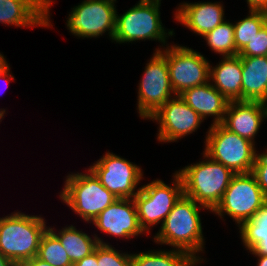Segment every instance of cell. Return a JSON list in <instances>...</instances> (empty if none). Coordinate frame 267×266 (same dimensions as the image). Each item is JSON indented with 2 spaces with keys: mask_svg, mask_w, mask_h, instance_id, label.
Wrapping results in <instances>:
<instances>
[{
  "mask_svg": "<svg viewBox=\"0 0 267 266\" xmlns=\"http://www.w3.org/2000/svg\"><path fill=\"white\" fill-rule=\"evenodd\" d=\"M72 266H98L97 263V246L90 255L84 257L83 259L73 263Z\"/></svg>",
  "mask_w": 267,
  "mask_h": 266,
  "instance_id": "cell-31",
  "label": "cell"
},
{
  "mask_svg": "<svg viewBox=\"0 0 267 266\" xmlns=\"http://www.w3.org/2000/svg\"><path fill=\"white\" fill-rule=\"evenodd\" d=\"M210 64V83L228 100L242 101V62L239 55L224 56Z\"/></svg>",
  "mask_w": 267,
  "mask_h": 266,
  "instance_id": "cell-19",
  "label": "cell"
},
{
  "mask_svg": "<svg viewBox=\"0 0 267 266\" xmlns=\"http://www.w3.org/2000/svg\"><path fill=\"white\" fill-rule=\"evenodd\" d=\"M117 0H83L71 8L66 20L69 32L78 38H100L108 34L113 40L116 29Z\"/></svg>",
  "mask_w": 267,
  "mask_h": 266,
  "instance_id": "cell-9",
  "label": "cell"
},
{
  "mask_svg": "<svg viewBox=\"0 0 267 266\" xmlns=\"http://www.w3.org/2000/svg\"><path fill=\"white\" fill-rule=\"evenodd\" d=\"M204 143L203 152L235 174L252 172L258 153L255 143L231 132L222 124L210 125Z\"/></svg>",
  "mask_w": 267,
  "mask_h": 266,
  "instance_id": "cell-6",
  "label": "cell"
},
{
  "mask_svg": "<svg viewBox=\"0 0 267 266\" xmlns=\"http://www.w3.org/2000/svg\"><path fill=\"white\" fill-rule=\"evenodd\" d=\"M249 10L267 12V0H246Z\"/></svg>",
  "mask_w": 267,
  "mask_h": 266,
  "instance_id": "cell-32",
  "label": "cell"
},
{
  "mask_svg": "<svg viewBox=\"0 0 267 266\" xmlns=\"http://www.w3.org/2000/svg\"><path fill=\"white\" fill-rule=\"evenodd\" d=\"M10 70H11L10 63H8L6 57L3 54L0 57V81L3 83L5 82L6 84L5 88L9 86L8 84L10 83V81H15V78L13 74L10 72Z\"/></svg>",
  "mask_w": 267,
  "mask_h": 266,
  "instance_id": "cell-30",
  "label": "cell"
},
{
  "mask_svg": "<svg viewBox=\"0 0 267 266\" xmlns=\"http://www.w3.org/2000/svg\"><path fill=\"white\" fill-rule=\"evenodd\" d=\"M55 0H0V23L20 28H51Z\"/></svg>",
  "mask_w": 267,
  "mask_h": 266,
  "instance_id": "cell-15",
  "label": "cell"
},
{
  "mask_svg": "<svg viewBox=\"0 0 267 266\" xmlns=\"http://www.w3.org/2000/svg\"><path fill=\"white\" fill-rule=\"evenodd\" d=\"M159 52L166 58L170 83L175 95L209 82L211 63L200 52L173 43Z\"/></svg>",
  "mask_w": 267,
  "mask_h": 266,
  "instance_id": "cell-10",
  "label": "cell"
},
{
  "mask_svg": "<svg viewBox=\"0 0 267 266\" xmlns=\"http://www.w3.org/2000/svg\"><path fill=\"white\" fill-rule=\"evenodd\" d=\"M267 201L252 172L235 174L219 204L212 211L223 221L229 216L236 226L250 220Z\"/></svg>",
  "mask_w": 267,
  "mask_h": 266,
  "instance_id": "cell-8",
  "label": "cell"
},
{
  "mask_svg": "<svg viewBox=\"0 0 267 266\" xmlns=\"http://www.w3.org/2000/svg\"><path fill=\"white\" fill-rule=\"evenodd\" d=\"M161 1L139 0L123 14L116 12V29L111 42L129 44L140 40L158 41L161 45L154 52L170 45L168 39L175 33L174 29H166L162 23Z\"/></svg>",
  "mask_w": 267,
  "mask_h": 266,
  "instance_id": "cell-2",
  "label": "cell"
},
{
  "mask_svg": "<svg viewBox=\"0 0 267 266\" xmlns=\"http://www.w3.org/2000/svg\"><path fill=\"white\" fill-rule=\"evenodd\" d=\"M267 119V104L259 101H229L223 122L225 128L255 143Z\"/></svg>",
  "mask_w": 267,
  "mask_h": 266,
  "instance_id": "cell-17",
  "label": "cell"
},
{
  "mask_svg": "<svg viewBox=\"0 0 267 266\" xmlns=\"http://www.w3.org/2000/svg\"><path fill=\"white\" fill-rule=\"evenodd\" d=\"M20 266H52V265L35 256L31 259L26 260Z\"/></svg>",
  "mask_w": 267,
  "mask_h": 266,
  "instance_id": "cell-33",
  "label": "cell"
},
{
  "mask_svg": "<svg viewBox=\"0 0 267 266\" xmlns=\"http://www.w3.org/2000/svg\"><path fill=\"white\" fill-rule=\"evenodd\" d=\"M98 266H132V253L123 252L112 245H97Z\"/></svg>",
  "mask_w": 267,
  "mask_h": 266,
  "instance_id": "cell-27",
  "label": "cell"
},
{
  "mask_svg": "<svg viewBox=\"0 0 267 266\" xmlns=\"http://www.w3.org/2000/svg\"><path fill=\"white\" fill-rule=\"evenodd\" d=\"M48 229L59 239L72 263L90 255L98 244L110 245L104 242L98 234L90 236L73 225H66L60 230L48 226Z\"/></svg>",
  "mask_w": 267,
  "mask_h": 266,
  "instance_id": "cell-21",
  "label": "cell"
},
{
  "mask_svg": "<svg viewBox=\"0 0 267 266\" xmlns=\"http://www.w3.org/2000/svg\"><path fill=\"white\" fill-rule=\"evenodd\" d=\"M85 172L67 174L59 198L81 217L83 222L92 223L117 198L101 184L89 168L85 169Z\"/></svg>",
  "mask_w": 267,
  "mask_h": 266,
  "instance_id": "cell-5",
  "label": "cell"
},
{
  "mask_svg": "<svg viewBox=\"0 0 267 266\" xmlns=\"http://www.w3.org/2000/svg\"><path fill=\"white\" fill-rule=\"evenodd\" d=\"M149 121L158 123L157 141L159 143L178 142L200 128L204 120L186 102L176 95L169 99Z\"/></svg>",
  "mask_w": 267,
  "mask_h": 266,
  "instance_id": "cell-13",
  "label": "cell"
},
{
  "mask_svg": "<svg viewBox=\"0 0 267 266\" xmlns=\"http://www.w3.org/2000/svg\"><path fill=\"white\" fill-rule=\"evenodd\" d=\"M6 115V110L3 108L0 109V122H2V119L4 120V117Z\"/></svg>",
  "mask_w": 267,
  "mask_h": 266,
  "instance_id": "cell-36",
  "label": "cell"
},
{
  "mask_svg": "<svg viewBox=\"0 0 267 266\" xmlns=\"http://www.w3.org/2000/svg\"><path fill=\"white\" fill-rule=\"evenodd\" d=\"M41 215L15 211L0 217V252L16 266L37 256L43 234L48 229Z\"/></svg>",
  "mask_w": 267,
  "mask_h": 266,
  "instance_id": "cell-3",
  "label": "cell"
},
{
  "mask_svg": "<svg viewBox=\"0 0 267 266\" xmlns=\"http://www.w3.org/2000/svg\"><path fill=\"white\" fill-rule=\"evenodd\" d=\"M248 15L235 21L234 42L236 50L240 52L251 39L258 34L261 28L267 23V12L249 10Z\"/></svg>",
  "mask_w": 267,
  "mask_h": 266,
  "instance_id": "cell-25",
  "label": "cell"
},
{
  "mask_svg": "<svg viewBox=\"0 0 267 266\" xmlns=\"http://www.w3.org/2000/svg\"><path fill=\"white\" fill-rule=\"evenodd\" d=\"M242 101L267 104V56L241 57Z\"/></svg>",
  "mask_w": 267,
  "mask_h": 266,
  "instance_id": "cell-20",
  "label": "cell"
},
{
  "mask_svg": "<svg viewBox=\"0 0 267 266\" xmlns=\"http://www.w3.org/2000/svg\"><path fill=\"white\" fill-rule=\"evenodd\" d=\"M37 257L52 266L73 265L59 239L49 229L41 238Z\"/></svg>",
  "mask_w": 267,
  "mask_h": 266,
  "instance_id": "cell-26",
  "label": "cell"
},
{
  "mask_svg": "<svg viewBox=\"0 0 267 266\" xmlns=\"http://www.w3.org/2000/svg\"><path fill=\"white\" fill-rule=\"evenodd\" d=\"M89 169L117 199H133L141 189L137 186L144 179L142 167L110 151L94 161Z\"/></svg>",
  "mask_w": 267,
  "mask_h": 266,
  "instance_id": "cell-12",
  "label": "cell"
},
{
  "mask_svg": "<svg viewBox=\"0 0 267 266\" xmlns=\"http://www.w3.org/2000/svg\"><path fill=\"white\" fill-rule=\"evenodd\" d=\"M0 266H16V265L0 252Z\"/></svg>",
  "mask_w": 267,
  "mask_h": 266,
  "instance_id": "cell-35",
  "label": "cell"
},
{
  "mask_svg": "<svg viewBox=\"0 0 267 266\" xmlns=\"http://www.w3.org/2000/svg\"><path fill=\"white\" fill-rule=\"evenodd\" d=\"M248 253L255 255V258L257 257L256 266H267V255H258L253 250L248 251Z\"/></svg>",
  "mask_w": 267,
  "mask_h": 266,
  "instance_id": "cell-34",
  "label": "cell"
},
{
  "mask_svg": "<svg viewBox=\"0 0 267 266\" xmlns=\"http://www.w3.org/2000/svg\"><path fill=\"white\" fill-rule=\"evenodd\" d=\"M202 209L208 210L183 194L160 225L156 235L152 236V240L158 245H168L171 249L187 252L199 264L205 262L200 255L205 251L200 215Z\"/></svg>",
  "mask_w": 267,
  "mask_h": 266,
  "instance_id": "cell-1",
  "label": "cell"
},
{
  "mask_svg": "<svg viewBox=\"0 0 267 266\" xmlns=\"http://www.w3.org/2000/svg\"><path fill=\"white\" fill-rule=\"evenodd\" d=\"M222 1H198L179 3L175 8L174 20L193 34L203 37L226 20Z\"/></svg>",
  "mask_w": 267,
  "mask_h": 266,
  "instance_id": "cell-16",
  "label": "cell"
},
{
  "mask_svg": "<svg viewBox=\"0 0 267 266\" xmlns=\"http://www.w3.org/2000/svg\"><path fill=\"white\" fill-rule=\"evenodd\" d=\"M139 81L136 109L141 119L148 120L169 99L176 96L170 83L166 58L159 51L153 52Z\"/></svg>",
  "mask_w": 267,
  "mask_h": 266,
  "instance_id": "cell-11",
  "label": "cell"
},
{
  "mask_svg": "<svg viewBox=\"0 0 267 266\" xmlns=\"http://www.w3.org/2000/svg\"><path fill=\"white\" fill-rule=\"evenodd\" d=\"M237 229L246 251L267 255V201Z\"/></svg>",
  "mask_w": 267,
  "mask_h": 266,
  "instance_id": "cell-22",
  "label": "cell"
},
{
  "mask_svg": "<svg viewBox=\"0 0 267 266\" xmlns=\"http://www.w3.org/2000/svg\"><path fill=\"white\" fill-rule=\"evenodd\" d=\"M201 154L202 161L188 164L176 172L182 179L184 195L211 213L221 201L235 173L204 152Z\"/></svg>",
  "mask_w": 267,
  "mask_h": 266,
  "instance_id": "cell-4",
  "label": "cell"
},
{
  "mask_svg": "<svg viewBox=\"0 0 267 266\" xmlns=\"http://www.w3.org/2000/svg\"><path fill=\"white\" fill-rule=\"evenodd\" d=\"M180 97L203 120L213 118L212 124L223 122L229 101L209 82L185 90Z\"/></svg>",
  "mask_w": 267,
  "mask_h": 266,
  "instance_id": "cell-18",
  "label": "cell"
},
{
  "mask_svg": "<svg viewBox=\"0 0 267 266\" xmlns=\"http://www.w3.org/2000/svg\"><path fill=\"white\" fill-rule=\"evenodd\" d=\"M240 57L267 56V23L239 53Z\"/></svg>",
  "mask_w": 267,
  "mask_h": 266,
  "instance_id": "cell-28",
  "label": "cell"
},
{
  "mask_svg": "<svg viewBox=\"0 0 267 266\" xmlns=\"http://www.w3.org/2000/svg\"><path fill=\"white\" fill-rule=\"evenodd\" d=\"M172 177L171 185L161 179L141 185L140 191L133 198L140 227L147 235H151V229L155 225H162L173 206L184 194L180 175L175 171Z\"/></svg>",
  "mask_w": 267,
  "mask_h": 266,
  "instance_id": "cell-7",
  "label": "cell"
},
{
  "mask_svg": "<svg viewBox=\"0 0 267 266\" xmlns=\"http://www.w3.org/2000/svg\"><path fill=\"white\" fill-rule=\"evenodd\" d=\"M92 224L101 233L127 241L147 235L140 227L135 202L130 198H118L102 211Z\"/></svg>",
  "mask_w": 267,
  "mask_h": 266,
  "instance_id": "cell-14",
  "label": "cell"
},
{
  "mask_svg": "<svg viewBox=\"0 0 267 266\" xmlns=\"http://www.w3.org/2000/svg\"><path fill=\"white\" fill-rule=\"evenodd\" d=\"M203 38L209 49L216 54L224 56L238 55L234 42V24L230 21H223L215 29L206 33Z\"/></svg>",
  "mask_w": 267,
  "mask_h": 266,
  "instance_id": "cell-24",
  "label": "cell"
},
{
  "mask_svg": "<svg viewBox=\"0 0 267 266\" xmlns=\"http://www.w3.org/2000/svg\"><path fill=\"white\" fill-rule=\"evenodd\" d=\"M187 252L178 249H153L132 253V266H197Z\"/></svg>",
  "mask_w": 267,
  "mask_h": 266,
  "instance_id": "cell-23",
  "label": "cell"
},
{
  "mask_svg": "<svg viewBox=\"0 0 267 266\" xmlns=\"http://www.w3.org/2000/svg\"><path fill=\"white\" fill-rule=\"evenodd\" d=\"M252 173L255 175L258 185L267 198V148L263 153H257Z\"/></svg>",
  "mask_w": 267,
  "mask_h": 266,
  "instance_id": "cell-29",
  "label": "cell"
}]
</instances>
